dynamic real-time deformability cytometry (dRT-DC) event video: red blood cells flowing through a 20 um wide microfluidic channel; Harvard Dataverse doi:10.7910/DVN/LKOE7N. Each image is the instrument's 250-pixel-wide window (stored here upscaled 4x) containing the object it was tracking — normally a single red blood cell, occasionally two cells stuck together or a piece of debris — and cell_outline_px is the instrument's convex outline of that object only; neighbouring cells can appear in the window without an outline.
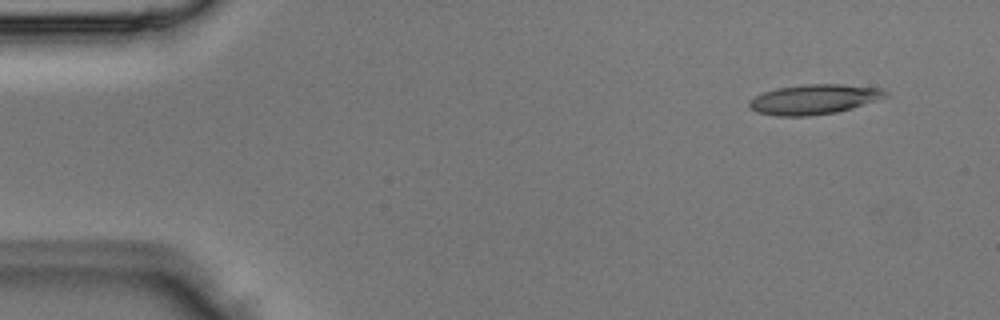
{"species": "Egyptian fruit bat (a non-hibernating species)", "species_latin": "Rousettus aegyptiacus", "temperature_condition": "room temperature", "stored_images_in_passage": 3, "camera_frame_rate_fps": 3000, "um_per_image_px": 0.085, "animal": {"sex": "male"}, "frame": {"image": 1, "passage_image": 1, "time_ms": 0.0, "image_size_px": [1000, 320], "cell_outline_px": [[888, 96], [852, 108], [836, 112], [808, 116], [776, 116], [756, 112], [748, 108], [748, 100], [764, 92], [776, 88], [804, 84], [840, 84], [884, 88], [888, 92]], "centroid_in_image_um": [69.17, 8.44], "position_along_channel_um": 15.8, "area_um2": 23.87}}